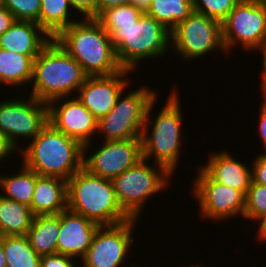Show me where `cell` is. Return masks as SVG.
<instances>
[{"instance_id":"cell-1","label":"cell","mask_w":266,"mask_h":267,"mask_svg":"<svg viewBox=\"0 0 266 267\" xmlns=\"http://www.w3.org/2000/svg\"><path fill=\"white\" fill-rule=\"evenodd\" d=\"M178 89L173 86L165 104L156 114L152 112L155 111L154 106L159 97L150 104L141 135L143 158L149 161L154 158L152 161L155 164L165 167L172 175L176 174L182 150L184 151V114Z\"/></svg>"},{"instance_id":"cell-2","label":"cell","mask_w":266,"mask_h":267,"mask_svg":"<svg viewBox=\"0 0 266 267\" xmlns=\"http://www.w3.org/2000/svg\"><path fill=\"white\" fill-rule=\"evenodd\" d=\"M88 76H109L123 68L109 34L95 18H81L55 38Z\"/></svg>"},{"instance_id":"cell-3","label":"cell","mask_w":266,"mask_h":267,"mask_svg":"<svg viewBox=\"0 0 266 267\" xmlns=\"http://www.w3.org/2000/svg\"><path fill=\"white\" fill-rule=\"evenodd\" d=\"M20 149L25 167L38 175L68 180L83 168L84 146L48 123L41 132Z\"/></svg>"},{"instance_id":"cell-4","label":"cell","mask_w":266,"mask_h":267,"mask_svg":"<svg viewBox=\"0 0 266 267\" xmlns=\"http://www.w3.org/2000/svg\"><path fill=\"white\" fill-rule=\"evenodd\" d=\"M87 77L81 65L53 38L33 62L31 87L27 93L47 103L60 97H73Z\"/></svg>"},{"instance_id":"cell-5","label":"cell","mask_w":266,"mask_h":267,"mask_svg":"<svg viewBox=\"0 0 266 267\" xmlns=\"http://www.w3.org/2000/svg\"><path fill=\"white\" fill-rule=\"evenodd\" d=\"M67 209L100 226L132 219L117 201L112 181L90 174L85 168L67 180Z\"/></svg>"},{"instance_id":"cell-6","label":"cell","mask_w":266,"mask_h":267,"mask_svg":"<svg viewBox=\"0 0 266 267\" xmlns=\"http://www.w3.org/2000/svg\"><path fill=\"white\" fill-rule=\"evenodd\" d=\"M109 37L120 65L132 72L137 71L142 61L154 62L171 50V31L146 13L132 25L118 26Z\"/></svg>"},{"instance_id":"cell-7","label":"cell","mask_w":266,"mask_h":267,"mask_svg":"<svg viewBox=\"0 0 266 267\" xmlns=\"http://www.w3.org/2000/svg\"><path fill=\"white\" fill-rule=\"evenodd\" d=\"M172 176L165 167L143 158L111 181L121 208L140 220L146 201L170 187Z\"/></svg>"},{"instance_id":"cell-8","label":"cell","mask_w":266,"mask_h":267,"mask_svg":"<svg viewBox=\"0 0 266 267\" xmlns=\"http://www.w3.org/2000/svg\"><path fill=\"white\" fill-rule=\"evenodd\" d=\"M142 85L135 90L126 87L118 96L115 107L98 120L100 141H122L141 138L147 110L158 97L157 89ZM126 90V92H125ZM102 138V139H101ZM104 139V140H103Z\"/></svg>"},{"instance_id":"cell-9","label":"cell","mask_w":266,"mask_h":267,"mask_svg":"<svg viewBox=\"0 0 266 267\" xmlns=\"http://www.w3.org/2000/svg\"><path fill=\"white\" fill-rule=\"evenodd\" d=\"M171 47L175 57H181L186 62L201 60V57L212 52H224L227 55L222 23L196 11L171 31Z\"/></svg>"},{"instance_id":"cell-10","label":"cell","mask_w":266,"mask_h":267,"mask_svg":"<svg viewBox=\"0 0 266 267\" xmlns=\"http://www.w3.org/2000/svg\"><path fill=\"white\" fill-rule=\"evenodd\" d=\"M222 37L227 54L239 45L242 51H258L266 41V4L240 0L222 22Z\"/></svg>"},{"instance_id":"cell-11","label":"cell","mask_w":266,"mask_h":267,"mask_svg":"<svg viewBox=\"0 0 266 267\" xmlns=\"http://www.w3.org/2000/svg\"><path fill=\"white\" fill-rule=\"evenodd\" d=\"M2 100L0 101V131L6 134L18 149H21L24 144L20 142L28 143L33 140L49 123L48 103L29 94L28 99L20 95L13 99Z\"/></svg>"},{"instance_id":"cell-12","label":"cell","mask_w":266,"mask_h":267,"mask_svg":"<svg viewBox=\"0 0 266 267\" xmlns=\"http://www.w3.org/2000/svg\"><path fill=\"white\" fill-rule=\"evenodd\" d=\"M192 180V194L198 202L201 220L226 222L234 217L243 218L245 195L230 186L215 182L200 166Z\"/></svg>"},{"instance_id":"cell-13","label":"cell","mask_w":266,"mask_h":267,"mask_svg":"<svg viewBox=\"0 0 266 267\" xmlns=\"http://www.w3.org/2000/svg\"><path fill=\"white\" fill-rule=\"evenodd\" d=\"M137 221L141 222L132 218L124 223L100 226L92 244L80 260V267H124L127 257L134 252L132 247L136 238L132 233Z\"/></svg>"},{"instance_id":"cell-14","label":"cell","mask_w":266,"mask_h":267,"mask_svg":"<svg viewBox=\"0 0 266 267\" xmlns=\"http://www.w3.org/2000/svg\"><path fill=\"white\" fill-rule=\"evenodd\" d=\"M101 142L84 145L83 168L90 174L112 180L143 159L141 138Z\"/></svg>"},{"instance_id":"cell-15","label":"cell","mask_w":266,"mask_h":267,"mask_svg":"<svg viewBox=\"0 0 266 267\" xmlns=\"http://www.w3.org/2000/svg\"><path fill=\"white\" fill-rule=\"evenodd\" d=\"M48 122L83 146L97 137L98 120L75 96L49 101Z\"/></svg>"},{"instance_id":"cell-16","label":"cell","mask_w":266,"mask_h":267,"mask_svg":"<svg viewBox=\"0 0 266 267\" xmlns=\"http://www.w3.org/2000/svg\"><path fill=\"white\" fill-rule=\"evenodd\" d=\"M132 73L123 69L109 76H88L75 97L100 120L109 114L118 96L131 85L128 77Z\"/></svg>"},{"instance_id":"cell-17","label":"cell","mask_w":266,"mask_h":267,"mask_svg":"<svg viewBox=\"0 0 266 267\" xmlns=\"http://www.w3.org/2000/svg\"><path fill=\"white\" fill-rule=\"evenodd\" d=\"M100 225L85 216L68 209L60 212V233L57 240V253L81 260L92 244Z\"/></svg>"},{"instance_id":"cell-18","label":"cell","mask_w":266,"mask_h":267,"mask_svg":"<svg viewBox=\"0 0 266 267\" xmlns=\"http://www.w3.org/2000/svg\"><path fill=\"white\" fill-rule=\"evenodd\" d=\"M210 153L207 162L200 167L215 182L230 186L246 195L252 181L251 163H242L227 149L218 152L213 150Z\"/></svg>"},{"instance_id":"cell-19","label":"cell","mask_w":266,"mask_h":267,"mask_svg":"<svg viewBox=\"0 0 266 267\" xmlns=\"http://www.w3.org/2000/svg\"><path fill=\"white\" fill-rule=\"evenodd\" d=\"M52 39L35 22L15 21L4 34L0 35V48L30 56L35 60Z\"/></svg>"},{"instance_id":"cell-20","label":"cell","mask_w":266,"mask_h":267,"mask_svg":"<svg viewBox=\"0 0 266 267\" xmlns=\"http://www.w3.org/2000/svg\"><path fill=\"white\" fill-rule=\"evenodd\" d=\"M34 215L59 214L67 209V181L37 174L30 205Z\"/></svg>"},{"instance_id":"cell-21","label":"cell","mask_w":266,"mask_h":267,"mask_svg":"<svg viewBox=\"0 0 266 267\" xmlns=\"http://www.w3.org/2000/svg\"><path fill=\"white\" fill-rule=\"evenodd\" d=\"M60 233V213L35 215L27 232L32 249L40 256L57 253V240Z\"/></svg>"},{"instance_id":"cell-22","label":"cell","mask_w":266,"mask_h":267,"mask_svg":"<svg viewBox=\"0 0 266 267\" xmlns=\"http://www.w3.org/2000/svg\"><path fill=\"white\" fill-rule=\"evenodd\" d=\"M33 62L30 56L17 54L0 48V87L22 89L30 85L33 76Z\"/></svg>"},{"instance_id":"cell-23","label":"cell","mask_w":266,"mask_h":267,"mask_svg":"<svg viewBox=\"0 0 266 267\" xmlns=\"http://www.w3.org/2000/svg\"><path fill=\"white\" fill-rule=\"evenodd\" d=\"M34 216L29 206L0 195V236L27 235Z\"/></svg>"},{"instance_id":"cell-24","label":"cell","mask_w":266,"mask_h":267,"mask_svg":"<svg viewBox=\"0 0 266 267\" xmlns=\"http://www.w3.org/2000/svg\"><path fill=\"white\" fill-rule=\"evenodd\" d=\"M14 174H0V195L30 207L37 173L25 167L22 163Z\"/></svg>"},{"instance_id":"cell-25","label":"cell","mask_w":266,"mask_h":267,"mask_svg":"<svg viewBox=\"0 0 266 267\" xmlns=\"http://www.w3.org/2000/svg\"><path fill=\"white\" fill-rule=\"evenodd\" d=\"M74 13L69 0H41L39 25L51 38H55L63 29L81 19L71 15Z\"/></svg>"},{"instance_id":"cell-26","label":"cell","mask_w":266,"mask_h":267,"mask_svg":"<svg viewBox=\"0 0 266 267\" xmlns=\"http://www.w3.org/2000/svg\"><path fill=\"white\" fill-rule=\"evenodd\" d=\"M193 12V0H152L145 13L172 31Z\"/></svg>"},{"instance_id":"cell-27","label":"cell","mask_w":266,"mask_h":267,"mask_svg":"<svg viewBox=\"0 0 266 267\" xmlns=\"http://www.w3.org/2000/svg\"><path fill=\"white\" fill-rule=\"evenodd\" d=\"M7 267H40L41 256L30 246L26 235L2 236Z\"/></svg>"},{"instance_id":"cell-28","label":"cell","mask_w":266,"mask_h":267,"mask_svg":"<svg viewBox=\"0 0 266 267\" xmlns=\"http://www.w3.org/2000/svg\"><path fill=\"white\" fill-rule=\"evenodd\" d=\"M143 12L137 7L126 4L103 10L95 19L101 24L104 30L110 34L118 26L132 25Z\"/></svg>"},{"instance_id":"cell-29","label":"cell","mask_w":266,"mask_h":267,"mask_svg":"<svg viewBox=\"0 0 266 267\" xmlns=\"http://www.w3.org/2000/svg\"><path fill=\"white\" fill-rule=\"evenodd\" d=\"M266 216V185L251 181L245 195V208L243 218L257 225ZM256 223V224H255Z\"/></svg>"},{"instance_id":"cell-30","label":"cell","mask_w":266,"mask_h":267,"mask_svg":"<svg viewBox=\"0 0 266 267\" xmlns=\"http://www.w3.org/2000/svg\"><path fill=\"white\" fill-rule=\"evenodd\" d=\"M240 0H193L194 11L222 23Z\"/></svg>"},{"instance_id":"cell-31","label":"cell","mask_w":266,"mask_h":267,"mask_svg":"<svg viewBox=\"0 0 266 267\" xmlns=\"http://www.w3.org/2000/svg\"><path fill=\"white\" fill-rule=\"evenodd\" d=\"M16 21H32L39 25L41 0H3Z\"/></svg>"},{"instance_id":"cell-32","label":"cell","mask_w":266,"mask_h":267,"mask_svg":"<svg viewBox=\"0 0 266 267\" xmlns=\"http://www.w3.org/2000/svg\"><path fill=\"white\" fill-rule=\"evenodd\" d=\"M79 260L63 255L60 253H53L41 256L40 267H80Z\"/></svg>"},{"instance_id":"cell-33","label":"cell","mask_w":266,"mask_h":267,"mask_svg":"<svg viewBox=\"0 0 266 267\" xmlns=\"http://www.w3.org/2000/svg\"><path fill=\"white\" fill-rule=\"evenodd\" d=\"M69 2L74 11L76 12L75 16H81V18L97 17L98 0H69Z\"/></svg>"},{"instance_id":"cell-34","label":"cell","mask_w":266,"mask_h":267,"mask_svg":"<svg viewBox=\"0 0 266 267\" xmlns=\"http://www.w3.org/2000/svg\"><path fill=\"white\" fill-rule=\"evenodd\" d=\"M252 161V181L257 184L266 185V152L259 153Z\"/></svg>"},{"instance_id":"cell-35","label":"cell","mask_w":266,"mask_h":267,"mask_svg":"<svg viewBox=\"0 0 266 267\" xmlns=\"http://www.w3.org/2000/svg\"><path fill=\"white\" fill-rule=\"evenodd\" d=\"M15 152L17 153V156H15ZM18 152H20V149H18V147L11 141V139L6 134L0 131V163H6V158H8L7 163L10 162L9 160L11 159L9 158H12V154L13 157L15 156L16 159H18Z\"/></svg>"},{"instance_id":"cell-36","label":"cell","mask_w":266,"mask_h":267,"mask_svg":"<svg viewBox=\"0 0 266 267\" xmlns=\"http://www.w3.org/2000/svg\"><path fill=\"white\" fill-rule=\"evenodd\" d=\"M15 21L12 13L2 5L0 7V35L4 34Z\"/></svg>"},{"instance_id":"cell-37","label":"cell","mask_w":266,"mask_h":267,"mask_svg":"<svg viewBox=\"0 0 266 267\" xmlns=\"http://www.w3.org/2000/svg\"><path fill=\"white\" fill-rule=\"evenodd\" d=\"M257 124V131L259 132V137L262 140L263 151L266 152V112L263 111L261 108L259 110V118Z\"/></svg>"},{"instance_id":"cell-38","label":"cell","mask_w":266,"mask_h":267,"mask_svg":"<svg viewBox=\"0 0 266 267\" xmlns=\"http://www.w3.org/2000/svg\"><path fill=\"white\" fill-rule=\"evenodd\" d=\"M130 4V0H98L97 2V16L105 9Z\"/></svg>"},{"instance_id":"cell-39","label":"cell","mask_w":266,"mask_h":267,"mask_svg":"<svg viewBox=\"0 0 266 267\" xmlns=\"http://www.w3.org/2000/svg\"><path fill=\"white\" fill-rule=\"evenodd\" d=\"M258 53L260 52V54H262L261 58V81L260 82H266V41L263 43V45L259 48V50L257 51Z\"/></svg>"},{"instance_id":"cell-40","label":"cell","mask_w":266,"mask_h":267,"mask_svg":"<svg viewBox=\"0 0 266 267\" xmlns=\"http://www.w3.org/2000/svg\"><path fill=\"white\" fill-rule=\"evenodd\" d=\"M257 234L255 236L256 241H262V243H265L266 242V216L257 224ZM264 241V242H263Z\"/></svg>"},{"instance_id":"cell-41","label":"cell","mask_w":266,"mask_h":267,"mask_svg":"<svg viewBox=\"0 0 266 267\" xmlns=\"http://www.w3.org/2000/svg\"><path fill=\"white\" fill-rule=\"evenodd\" d=\"M152 0H130V4L145 13L151 5Z\"/></svg>"},{"instance_id":"cell-42","label":"cell","mask_w":266,"mask_h":267,"mask_svg":"<svg viewBox=\"0 0 266 267\" xmlns=\"http://www.w3.org/2000/svg\"><path fill=\"white\" fill-rule=\"evenodd\" d=\"M259 88L261 90L260 93H262L263 95L262 97V102L259 104L260 108L266 112V82H260Z\"/></svg>"},{"instance_id":"cell-43","label":"cell","mask_w":266,"mask_h":267,"mask_svg":"<svg viewBox=\"0 0 266 267\" xmlns=\"http://www.w3.org/2000/svg\"><path fill=\"white\" fill-rule=\"evenodd\" d=\"M6 256L2 247V236H0V267H7Z\"/></svg>"},{"instance_id":"cell-44","label":"cell","mask_w":266,"mask_h":267,"mask_svg":"<svg viewBox=\"0 0 266 267\" xmlns=\"http://www.w3.org/2000/svg\"><path fill=\"white\" fill-rule=\"evenodd\" d=\"M255 1L261 4H266V0H255Z\"/></svg>"},{"instance_id":"cell-45","label":"cell","mask_w":266,"mask_h":267,"mask_svg":"<svg viewBox=\"0 0 266 267\" xmlns=\"http://www.w3.org/2000/svg\"><path fill=\"white\" fill-rule=\"evenodd\" d=\"M204 265L202 264V266L200 265V264H197V265H190V266H188V267H203ZM205 267V266H204Z\"/></svg>"},{"instance_id":"cell-46","label":"cell","mask_w":266,"mask_h":267,"mask_svg":"<svg viewBox=\"0 0 266 267\" xmlns=\"http://www.w3.org/2000/svg\"><path fill=\"white\" fill-rule=\"evenodd\" d=\"M130 265H128L127 267H129ZM130 267H141V266H139V265H132V266H130Z\"/></svg>"},{"instance_id":"cell-47","label":"cell","mask_w":266,"mask_h":267,"mask_svg":"<svg viewBox=\"0 0 266 267\" xmlns=\"http://www.w3.org/2000/svg\"><path fill=\"white\" fill-rule=\"evenodd\" d=\"M3 5V0H0V7Z\"/></svg>"}]
</instances>
